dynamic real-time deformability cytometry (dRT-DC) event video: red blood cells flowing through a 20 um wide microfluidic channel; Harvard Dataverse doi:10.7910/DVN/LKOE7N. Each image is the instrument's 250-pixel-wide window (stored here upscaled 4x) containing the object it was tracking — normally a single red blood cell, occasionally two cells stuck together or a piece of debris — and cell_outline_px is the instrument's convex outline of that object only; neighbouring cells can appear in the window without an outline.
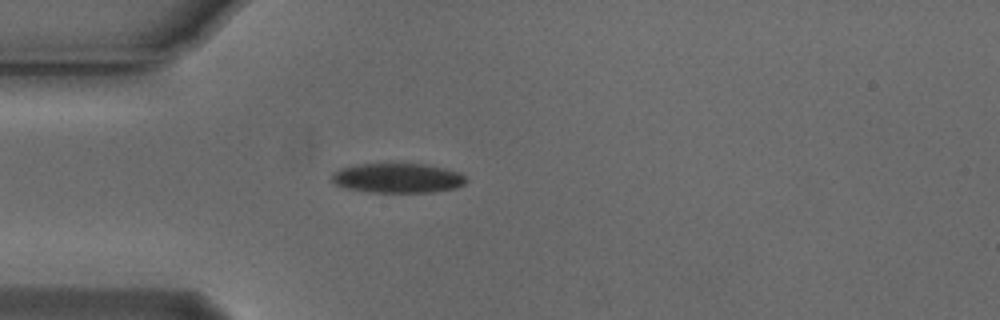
{"species": "Egyptian fruit bat (a non-hibernating species)", "species_latin": "Rousettus aegyptiacus", "temperature_condition": "cold", "stored_images_in_passage": 12, "camera_frame_rate_fps": 3000, "um_per_image_px": 0.085, "animal": {"sex": "male"}, "frame": {"image": 1, "passage_image": 8, "time_ms": 2.333, "image_size_px": [1000, 320], "cell_outline_px": [[468, 180], [464, 184], [456, 188], [432, 192], [368, 192], [348, 188], [336, 184], [332, 180], [332, 172], [340, 168], [360, 164], [424, 164], [444, 168], [460, 172]], "centroid_in_image_um": [33.82, 15.14], "position_along_channel_um": 51.2, "area_um2": 23.12}}